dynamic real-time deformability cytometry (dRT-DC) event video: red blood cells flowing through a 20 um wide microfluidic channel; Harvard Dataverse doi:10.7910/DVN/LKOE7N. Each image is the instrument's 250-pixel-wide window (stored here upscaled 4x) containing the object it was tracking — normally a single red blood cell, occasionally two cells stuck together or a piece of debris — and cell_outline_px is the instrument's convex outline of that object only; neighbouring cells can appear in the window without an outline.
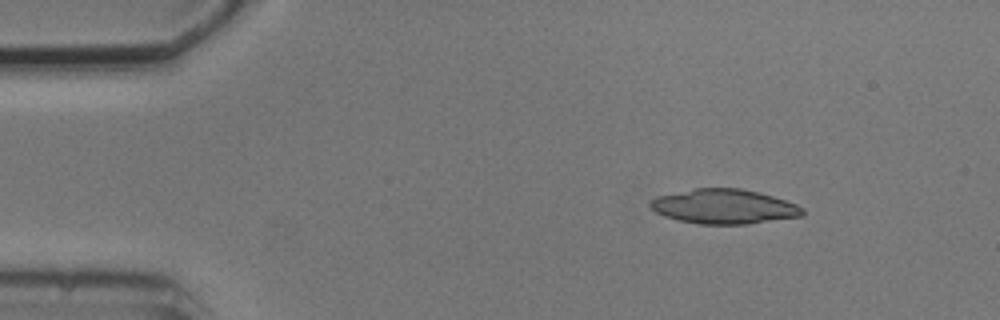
{"species": "common noctule bat (a hibernating species)", "species_latin": "Nyctalus noctula", "temperature_condition": "cold", "stored_images_in_passage": 5, "camera_frame_rate_fps": 3000, "um_per_image_px": 0.085, "animal": {"sex": "male", "body_mass_g": 20.5, "forearm_length_mm": 52.5}, "frame": {"image": 1, "passage_image": 2, "time_ms": 1.333, "image_size_px": [1000, 320], "cell_outline_px": [[804, 216], [744, 224], [700, 224], [680, 220], [664, 216], [656, 212], [648, 204], [656, 196], [696, 188], [740, 188], [760, 192], [796, 204], [804, 208]], "centroid_in_image_um": [61.55, 17.55], "position_along_channel_um": 23.4, "area_um2": 30.58}}